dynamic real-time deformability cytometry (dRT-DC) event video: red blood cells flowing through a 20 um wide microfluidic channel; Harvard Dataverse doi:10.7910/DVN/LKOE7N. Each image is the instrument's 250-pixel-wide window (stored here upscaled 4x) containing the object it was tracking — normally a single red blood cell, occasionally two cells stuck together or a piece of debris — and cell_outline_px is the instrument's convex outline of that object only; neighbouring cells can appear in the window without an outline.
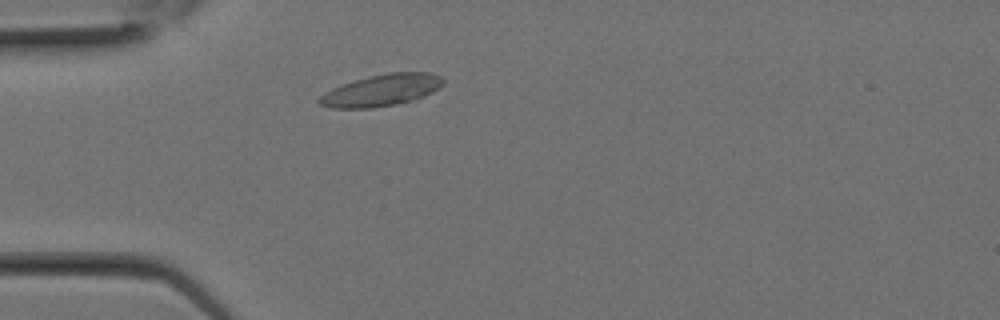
{"species": "Egyptian fruit bat (a non-hibernating species)", "species_latin": "Rousettus aegyptiacus", "temperature_condition": "room temperature", "stored_images_in_passage": 5, "camera_frame_rate_fps": 3000, "um_per_image_px": 0.085, "animal": {"sex": "female"}, "frame": {"image": 1, "passage_image": 5, "time_ms": 1.333, "image_size_px": [1000, 320], "cell_outline_px": [[444, 84], [432, 92], [408, 100], [392, 104], [372, 108], [332, 108], [320, 104], [316, 100], [324, 92], [332, 88], [356, 80], [388, 72], [428, 72], [440, 76], [444, 80]], "centroid_in_image_um": [32.39, 7.66], "position_along_channel_um": 52.6, "area_um2": 22.37}}